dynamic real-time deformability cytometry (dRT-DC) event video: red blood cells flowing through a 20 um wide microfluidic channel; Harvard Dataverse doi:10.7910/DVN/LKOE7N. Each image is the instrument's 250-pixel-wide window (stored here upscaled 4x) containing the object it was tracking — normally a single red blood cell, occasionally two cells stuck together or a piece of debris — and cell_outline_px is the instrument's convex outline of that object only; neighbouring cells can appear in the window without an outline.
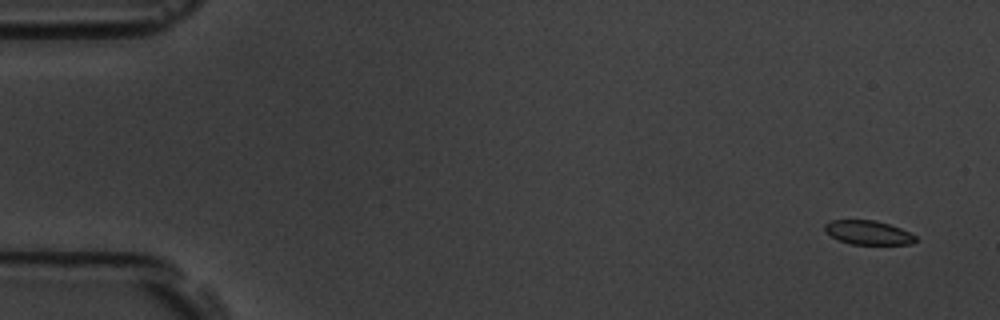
{"species": "common noctule bat (a hibernating species)", "species_latin": "Nyctalus noctula", "temperature_condition": "room temperature", "stored_images_in_passage": 4, "camera_frame_rate_fps": 3000, "um_per_image_px": 0.085, "animal": {"sex": "male", "body_mass_g": 19.5, "forearm_length_mm": 54.6}, "frame": {"image": 1, "passage_image": 1, "time_ms": 0.0, "image_size_px": [1000, 320], "cell_outline_px": [[916, 240], [912, 244], [852, 244], [840, 240], [824, 232], [824, 224], [832, 220], [876, 220], [900, 228], [916, 236]], "centroid_in_image_um": [73.78, 19.76], "position_along_channel_um": 11.2, "area_um2": 12.6}}
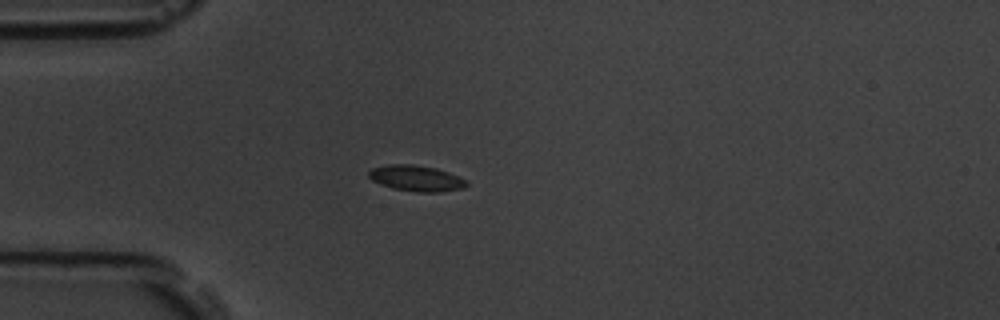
{"frame": {"image": 2, "passage_image": 4, "time_ms": 1.0, "image_size_px": [1000, 320], "cell_outline_px": [[468, 184], [464, 188], [440, 192], [416, 192], [392, 188], [380, 184], [372, 180], [368, 176], [368, 172], [372, 168], [388, 164], [412, 164], [436, 168], [448, 172], [464, 180]], "centroid_in_image_um": [35.35, 15.15], "position_along_channel_um": 49.7, "area_um2": 14.68}}